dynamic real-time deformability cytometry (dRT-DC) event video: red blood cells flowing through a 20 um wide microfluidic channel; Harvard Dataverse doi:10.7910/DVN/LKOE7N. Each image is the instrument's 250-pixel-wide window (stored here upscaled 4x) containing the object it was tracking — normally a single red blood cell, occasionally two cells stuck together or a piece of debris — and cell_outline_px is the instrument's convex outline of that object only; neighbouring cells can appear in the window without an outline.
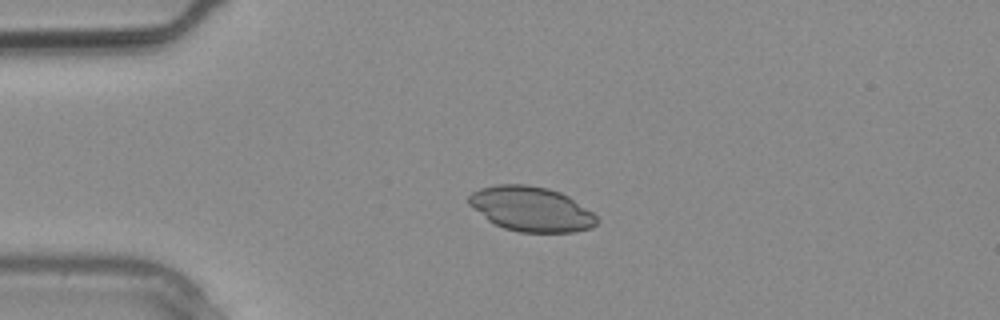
{"species": "common noctule bat (a hibernating species)", "species_latin": "Nyctalus noctula", "temperature_condition": "warm", "stored_images_in_passage": 2, "camera_frame_rate_fps": 3000, "um_per_image_px": 0.085, "animal": {"sex": "male", "body_mass_g": 20.4}, "frame": {"image": 1, "passage_image": 2, "time_ms": 0.333, "image_size_px": [1000, 320], "cell_outline_px": [[600, 220], [592, 228], [572, 232], [520, 232], [504, 228], [488, 220], [468, 204], [468, 196], [472, 192], [480, 188], [496, 184], [528, 184], [548, 188], [560, 192], [568, 196], [592, 212]], "centroid_in_image_um": [45.14, 17.76], "position_along_channel_um": 39.9, "area_um2": 33.41}}